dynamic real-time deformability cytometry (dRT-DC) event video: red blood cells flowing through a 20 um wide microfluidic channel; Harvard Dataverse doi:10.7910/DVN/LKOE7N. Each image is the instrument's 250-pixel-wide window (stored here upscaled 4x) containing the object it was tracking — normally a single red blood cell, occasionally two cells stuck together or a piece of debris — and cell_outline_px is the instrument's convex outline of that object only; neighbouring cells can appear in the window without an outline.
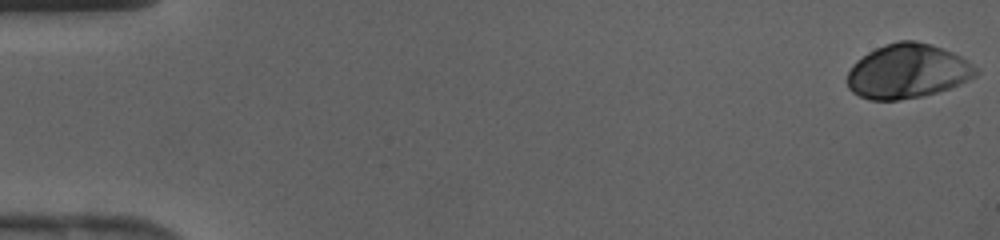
{"species": "human", "species_latin": "Homo sapiens", "temperature_condition": "cold", "stored_images_in_passage": 43, "camera_frame_rate_fps": 3000, "um_per_image_px": 0.085, "donor": {"sex": "female"}, "frame": {"image": 1, "passage_image": 1, "time_ms": 0.0, "image_size_px": [1000, 240], "cell_outline_px": [[980, 72], [976, 76], [960, 84], [924, 96], [900, 100], [868, 100], [852, 92], [848, 88], [848, 72], [852, 64], [856, 60], [868, 52], [884, 44], [900, 40], [916, 40], [932, 44], [952, 52], [960, 56], [972, 64]], "centroid_in_image_um": [77.13, 6.05], "position_along_channel_um": 7.9, "area_um2": 40.92}}
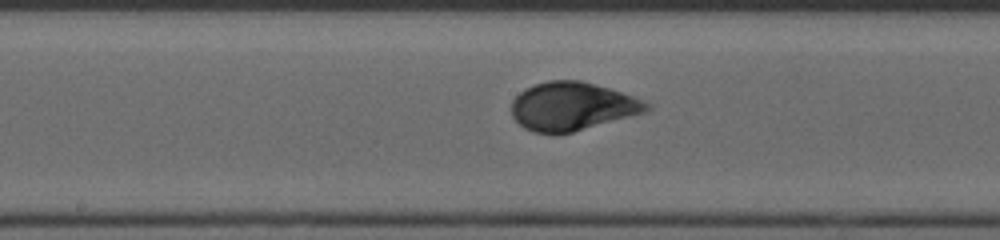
{"frame": {"image": 2, "passage_image": 23, "time_ms": 7.333, "image_size_px": [1000, 240], "cell_outline_px": [[652, 108], [648, 112], [572, 132], [532, 132], [524, 128], [512, 116], [512, 100], [520, 92], [536, 84], [548, 80], [580, 80], [608, 88], [644, 100], [652, 104]], "centroid_in_image_um": [48.68, 9.03], "position_along_channel_um": 199.5, "area_um2": 37.74}}
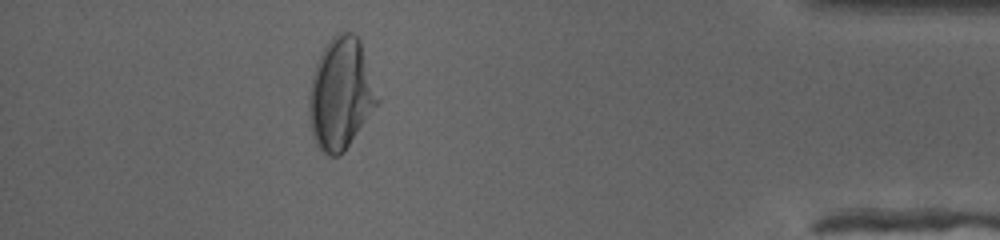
{"frame": {"image": 3, "passage_image": 39, "time_ms": 12.667, "image_size_px": [1000, 240], "cell_outline_px": [[380, 100], [344, 152], [340, 156], [328, 156], [316, 144], [312, 136], [308, 116], [308, 96], [312, 76], [316, 60], [320, 52], [328, 40], [336, 32], [352, 32], [360, 40]], "centroid_in_image_um": [28.93, 7.96], "position_along_channel_um": 406.3, "area_um2": 44.74}}